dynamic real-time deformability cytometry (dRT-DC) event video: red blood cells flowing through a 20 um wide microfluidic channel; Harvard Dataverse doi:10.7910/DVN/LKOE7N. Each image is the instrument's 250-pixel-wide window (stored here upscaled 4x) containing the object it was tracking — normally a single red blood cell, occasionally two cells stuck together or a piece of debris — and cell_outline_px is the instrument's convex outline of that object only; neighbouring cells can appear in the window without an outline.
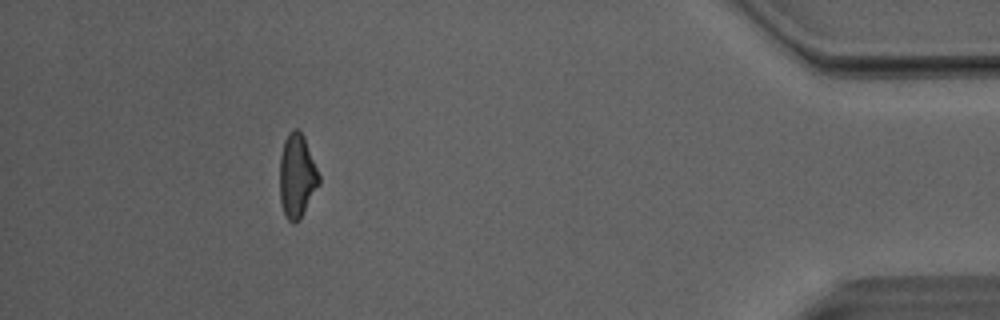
{"species": "Egyptian fruit bat (a non-hibernating species)", "species_latin": "Rousettus aegyptiacus", "temperature_condition": "room temperature", "stored_images_in_passage": 46, "camera_frame_rate_fps": 3000, "um_per_image_px": 0.085, "animal": {"sex": "male"}, "frame": {"image": 1, "passage_image": 45, "time_ms": 14.667, "image_size_px": [1000, 320], "cell_outline_px": [[320, 184], [300, 220], [292, 224], [288, 220], [284, 212], [280, 200], [280, 156], [284, 140], [288, 132], [292, 128], [296, 128], [304, 136], [320, 176]], "centroid_in_image_um": [25.25, 14.96], "position_along_channel_um": 410.0, "area_um2": 19.31}}